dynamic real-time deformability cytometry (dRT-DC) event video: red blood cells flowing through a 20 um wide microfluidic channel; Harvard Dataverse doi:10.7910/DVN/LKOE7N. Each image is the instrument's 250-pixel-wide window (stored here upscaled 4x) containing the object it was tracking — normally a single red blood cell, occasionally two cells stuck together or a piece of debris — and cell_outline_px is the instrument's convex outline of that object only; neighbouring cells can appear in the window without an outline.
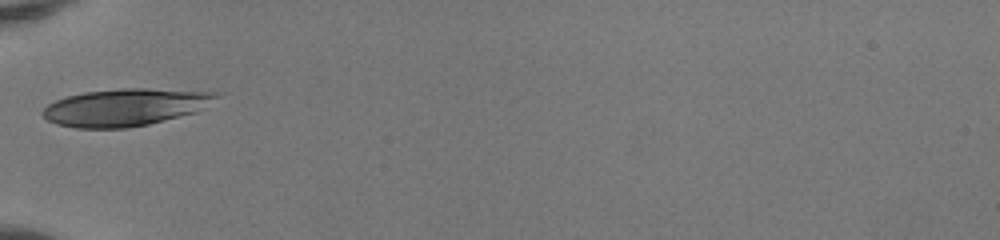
{"species": "human", "species_latin": "Homo sapiens", "temperature_condition": "room temperature", "stored_images_in_passage": 32, "camera_frame_rate_fps": 3000, "um_per_image_px": 0.085, "donor": {"sex": "female"}, "frame": {"image": 1, "passage_image": 1, "time_ms": 0.0, "image_size_px": [1000, 240], "cell_outline_px": [[220, 96], [196, 112], [148, 124], [128, 128], [76, 128], [56, 124], [40, 116], [40, 112], [48, 104], [56, 100], [68, 96], [84, 92], [120, 88], [148, 88], [220, 92]], "centroid_in_image_um": [10.62, 9.11], "position_along_channel_um": 74.4, "area_um2": 37.8}}
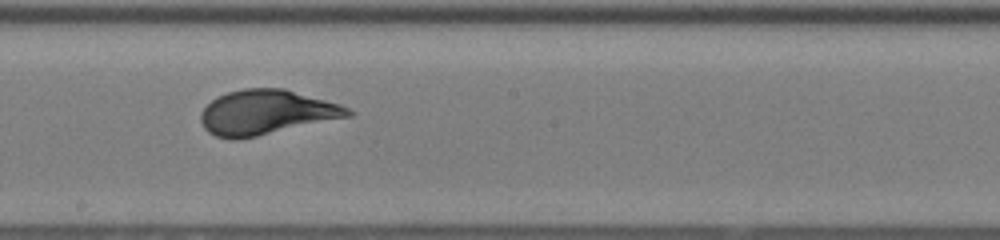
{"frame": {"image": 2, "passage_image": 12, "time_ms": 3.667, "image_size_px": [1000, 240], "cell_outline_px": [[356, 112], [352, 116], [256, 136], [236, 140], [232, 140], [216, 136], [208, 132], [204, 128], [200, 120], [200, 112], [212, 100], [228, 92], [244, 88], [284, 88], [340, 104]], "centroid_in_image_um": [22.64, 9.55], "position_along_channel_um": 225.6, "area_um2": 38.26}}
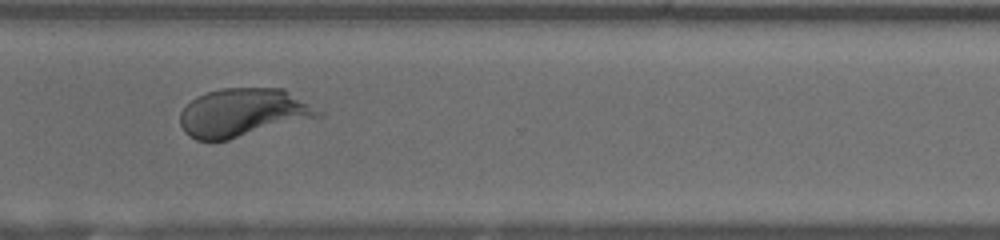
{"frame": {"image": 3, "passage_image": 21, "time_ms": 6.667, "image_size_px": [1000, 240], "cell_outline_px": [[324, 116], [228, 140], [196, 140], [188, 136], [184, 132], [180, 124], [180, 112], [196, 96], [220, 88], [284, 88], [324, 112]], "centroid_in_image_um": [20.68, 9.58], "position_along_channel_um": 349.9, "area_um2": 39.13}, "authors_computed_cell_mechanics": {"area_um2": 38.4659, "velocity_mm_per_s": 4.1461, "shape_relaxation_time_tau1_ms": 3.095, "shape_relaxation_time_tau2_ms": null, "deformation_change_tau1": 0.1705, "deformation_change_tau2": null}}